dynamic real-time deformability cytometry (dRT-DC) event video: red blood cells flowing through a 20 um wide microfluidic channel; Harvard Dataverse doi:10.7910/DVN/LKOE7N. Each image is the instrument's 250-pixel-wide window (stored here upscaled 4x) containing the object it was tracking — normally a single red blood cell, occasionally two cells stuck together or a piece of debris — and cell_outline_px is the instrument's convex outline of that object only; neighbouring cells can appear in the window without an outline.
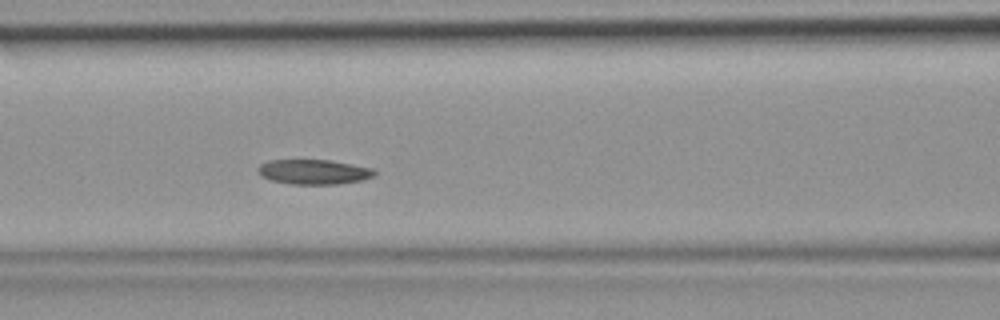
{"species": "common noctule bat (a hibernating species)", "species_latin": "Nyctalus noctula", "temperature_condition": "room temperature", "stored_images_in_passage": 34, "camera_frame_rate_fps": 3000, "um_per_image_px": 0.085, "animal": {"sex": "female", "body_mass_g": 19.9}, "frame": {"image": 1, "passage_image": 15, "time_ms": 4.667, "image_size_px": [1000, 320], "cell_outline_px": [[376, 172], [372, 176], [360, 180], [336, 184], [296, 184], [272, 180], [264, 176], [260, 172], [260, 164], [272, 160], [328, 160], [372, 168]], "centroid_in_image_um": [26.7, 14.6], "position_along_channel_um": 139.9, "area_um2": 16.24}}